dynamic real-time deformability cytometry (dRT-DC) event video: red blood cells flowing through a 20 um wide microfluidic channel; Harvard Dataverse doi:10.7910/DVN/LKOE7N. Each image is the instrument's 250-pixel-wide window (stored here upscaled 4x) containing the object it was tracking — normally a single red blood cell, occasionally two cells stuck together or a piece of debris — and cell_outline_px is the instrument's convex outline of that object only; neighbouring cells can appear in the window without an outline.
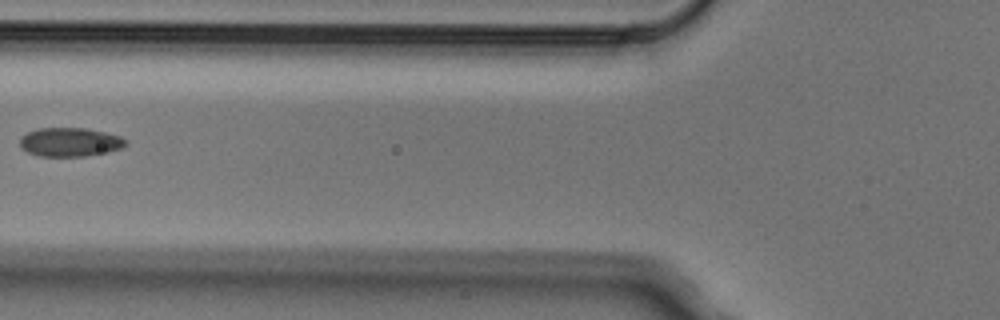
{"species": "Egyptian fruit bat (a non-hibernating species)", "species_latin": "Rousettus aegyptiacus", "temperature_condition": "cold", "stored_images_in_passage": 5, "camera_frame_rate_fps": 3000, "um_per_image_px": 0.085, "animal": {"sex": "male"}, "frame": {"image": 1, "passage_image": 4, "time_ms": 1.0, "image_size_px": [1000, 320], "cell_outline_px": [[128, 144], [120, 148], [108, 152], [84, 156], [40, 156], [28, 152], [20, 148], [20, 136], [36, 128], [84, 128], [104, 132], [120, 136], [128, 140]], "centroid_in_image_um": [5.93, 12.07], "position_along_channel_um": 119.9, "area_um2": 17.86}}
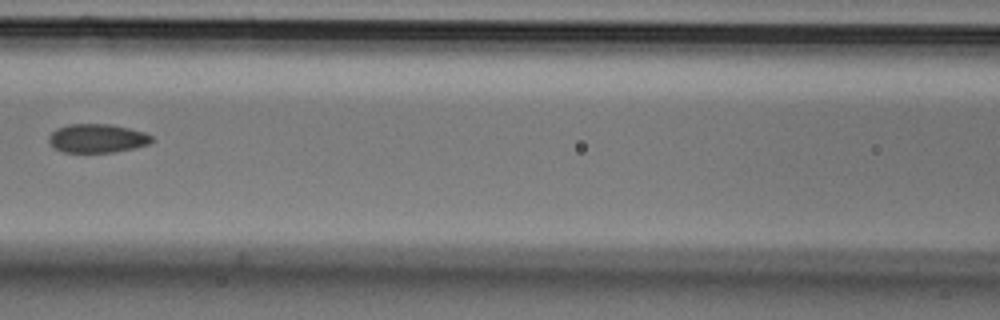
{"frame": {"image": 2, "passage_image": 5, "time_ms": 1.333, "image_size_px": [1000, 320], "cell_outline_px": [[152, 140], [148, 144], [132, 148], [112, 152], [64, 152], [52, 148], [48, 140], [48, 136], [56, 128], [68, 124], [108, 124], [128, 128], [144, 132], [152, 136]], "centroid_in_image_um": [8.2, 11.75], "position_along_channel_um": 158.4, "area_um2": 17.17}}